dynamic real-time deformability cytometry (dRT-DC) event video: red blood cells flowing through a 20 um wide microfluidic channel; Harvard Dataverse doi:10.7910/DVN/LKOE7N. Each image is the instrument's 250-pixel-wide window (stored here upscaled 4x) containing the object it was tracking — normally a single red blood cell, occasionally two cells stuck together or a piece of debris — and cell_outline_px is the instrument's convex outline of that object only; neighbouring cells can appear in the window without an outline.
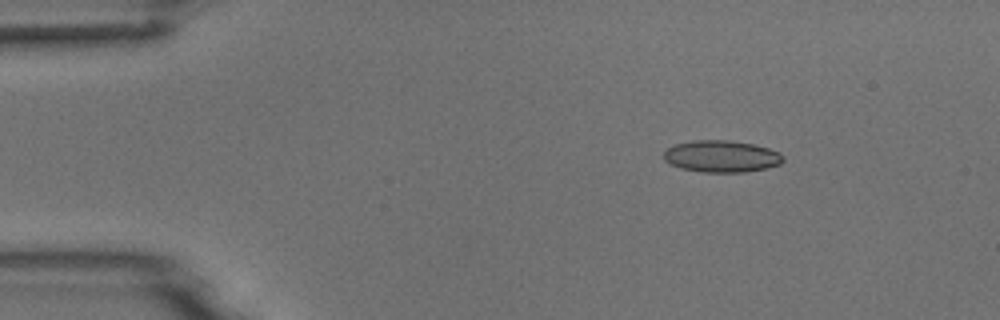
{"species": "common noctule bat (a hibernating species)", "species_latin": "Nyctalus noctula", "temperature_condition": "room temperature", "stored_images_in_passage": 5, "camera_frame_rate_fps": 3000, "um_per_image_px": 0.085, "animal": {"sex": "male", "body_mass_g": 18.8}, "frame": {"image": 1, "passage_image": 3, "time_ms": 2.333, "image_size_px": [1000, 320], "cell_outline_px": [[784, 160], [780, 164], [768, 168], [744, 172], [700, 172], [680, 168], [664, 160], [664, 152], [668, 148], [676, 144], [696, 140], [728, 140], [752, 144], [768, 148], [780, 152], [784, 156]], "centroid_in_image_um": [61.35, 13.29], "position_along_channel_um": 23.6, "area_um2": 22.14}}